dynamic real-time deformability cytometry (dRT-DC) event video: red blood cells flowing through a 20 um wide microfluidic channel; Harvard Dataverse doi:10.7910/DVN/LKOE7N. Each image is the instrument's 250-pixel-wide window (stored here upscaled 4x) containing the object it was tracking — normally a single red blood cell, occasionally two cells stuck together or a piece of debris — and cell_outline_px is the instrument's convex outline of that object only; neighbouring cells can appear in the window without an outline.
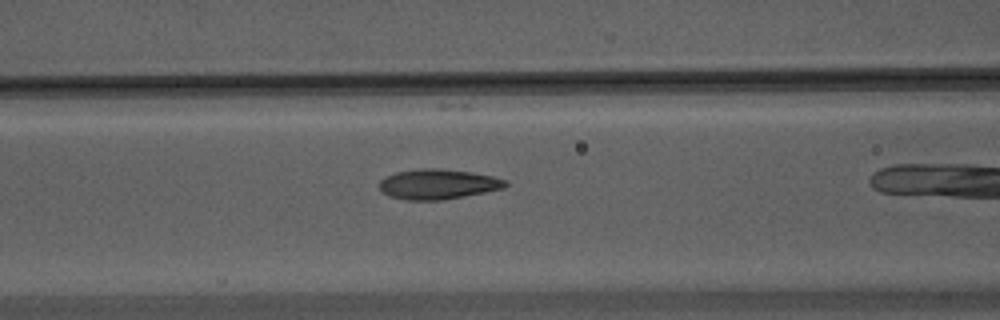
{"species": "Egyptian fruit bat (a non-hibernating species)", "species_latin": "Rousettus aegyptiacus", "temperature_condition": "warm", "stored_images_in_passage": 26, "camera_frame_rate_fps": 3000, "um_per_image_px": 0.085, "animal": {"sex": "male"}, "frame": {"image": 1, "passage_image": 5, "time_ms": 1.333, "image_size_px": [1000, 320], "cell_outline_px": [[508, 184], [504, 188], [444, 200], [408, 200], [388, 196], [380, 188], [380, 180], [384, 176], [396, 172], [424, 168], [436, 168], [472, 172], [492, 176], [508, 180]], "centroid_in_image_um": [37.23, 15.65], "position_along_channel_um": 129.4, "area_um2": 22.08}}
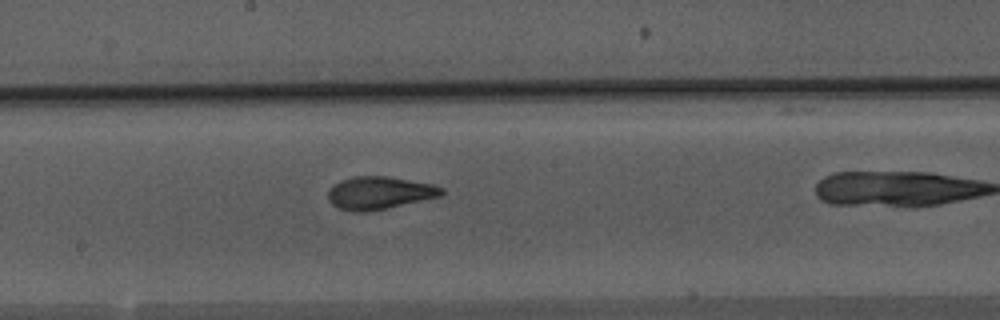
{"frame": {"image": 2, "passage_image": 12, "time_ms": 3.667, "image_size_px": [1000, 320], "cell_outline_px": [[444, 192], [440, 196], [388, 208], [368, 212], [356, 212], [340, 208], [332, 204], [328, 200], [328, 192], [332, 184], [340, 180], [356, 176], [388, 176], [432, 184], [444, 188]], "centroid_in_image_um": [32.23, 16.39], "position_along_channel_um": 216.0, "area_um2": 21.68}}
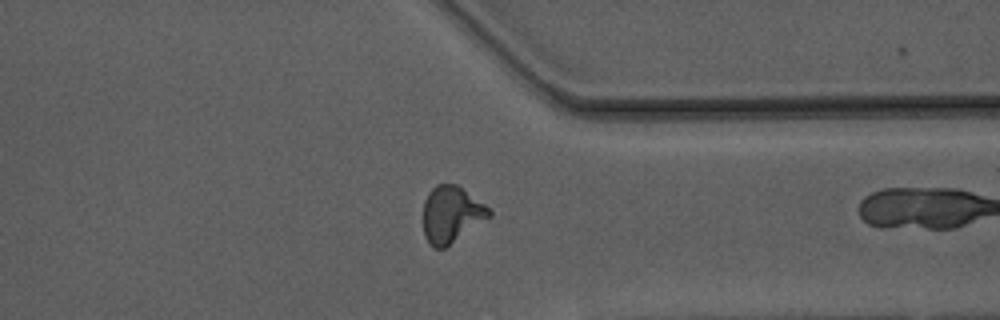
{"frame": {"image": 3, "passage_image": 25, "time_ms": 8.0, "image_size_px": [1000, 320], "cell_outline_px": [[492, 216], [444, 248], [432, 248], [428, 244], [424, 236], [424, 200], [428, 192], [436, 184], [456, 184], [484, 204], [492, 212]], "centroid_in_image_um": [38.34, 18.23], "position_along_channel_um": 373.1, "area_um2": 21.62}}